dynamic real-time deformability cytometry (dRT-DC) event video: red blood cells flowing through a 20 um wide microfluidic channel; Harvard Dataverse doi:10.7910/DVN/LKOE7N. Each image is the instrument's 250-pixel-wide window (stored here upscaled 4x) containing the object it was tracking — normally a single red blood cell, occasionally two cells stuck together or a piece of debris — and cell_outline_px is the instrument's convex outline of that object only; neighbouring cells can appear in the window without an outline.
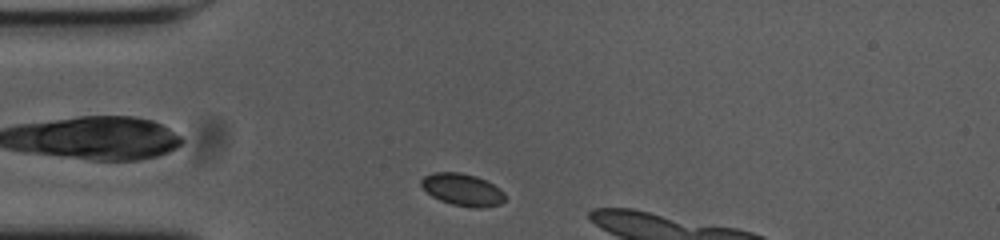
{"species": "common noctule bat (a hibernating species)", "species_latin": "Nyctalus noctula", "temperature_condition": "cold", "stored_images_in_passage": 5, "camera_frame_rate_fps": 3000, "um_per_image_px": 0.085, "animal": {"sex": "female", "body_mass_g": 23.0, "forearm_length_mm": 53.4}, "frame": {"image": 1, "passage_image": 2, "time_ms": 0.333, "image_size_px": [1000, 240], "cell_outline_px": [[504, 200], [500, 204], [480, 208], [476, 208], [452, 204], [440, 200], [432, 196], [420, 184], [420, 180], [424, 176], [432, 172], [460, 172], [476, 176], [500, 188], [504, 192]], "centroid_in_image_um": [39.3, 16.11], "position_along_channel_um": 45.7, "area_um2": 15.61}}